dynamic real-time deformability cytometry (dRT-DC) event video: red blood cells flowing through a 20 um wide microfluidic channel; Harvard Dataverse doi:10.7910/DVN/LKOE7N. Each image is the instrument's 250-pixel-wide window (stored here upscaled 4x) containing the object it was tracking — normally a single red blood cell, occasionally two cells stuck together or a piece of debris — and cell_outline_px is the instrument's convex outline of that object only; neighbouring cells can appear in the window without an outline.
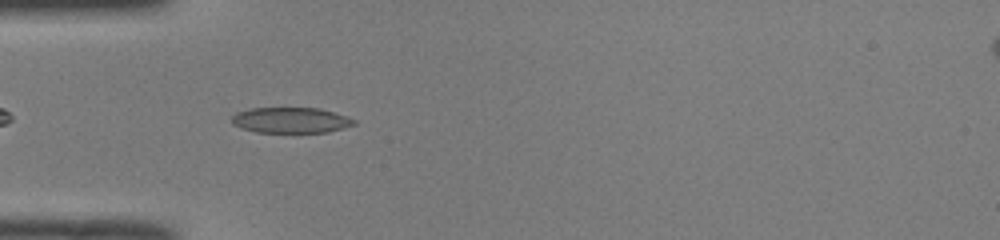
{"species": "common noctule bat (a hibernating species)", "species_latin": "Nyctalus noctula", "temperature_condition": "room temperature", "stored_images_in_passage": 36, "camera_frame_rate_fps": 3000, "um_per_image_px": 0.085, "animal": {"sex": "male", "body_mass_g": 19.0, "forearm_length_mm": 50.8}, "frame": {"image": 1, "passage_image": 5, "time_ms": 1.333, "image_size_px": [1000, 240], "cell_outline_px": [[356, 124], [328, 132], [256, 132], [240, 128], [232, 124], [232, 116], [236, 112], [252, 108], [320, 108], [348, 116], [356, 120]], "centroid_in_image_um": [24.72, 10.21], "position_along_channel_um": 60.3, "area_um2": 18.32}}
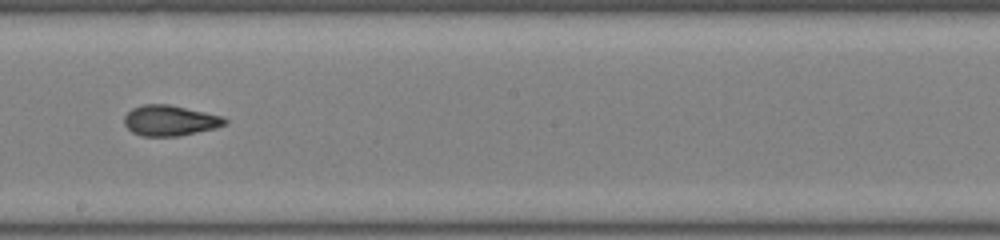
{"frame": {"image": 2, "passage_image": 18, "time_ms": 5.667, "image_size_px": [1000, 240], "cell_outline_px": [[228, 124], [180, 136], [144, 136], [132, 132], [124, 124], [124, 116], [132, 108], [144, 104], [168, 104], [204, 112], [220, 116], [228, 120]], "centroid_in_image_um": [14.41, 10.24], "position_along_channel_um": 233.8, "area_um2": 17.69}}
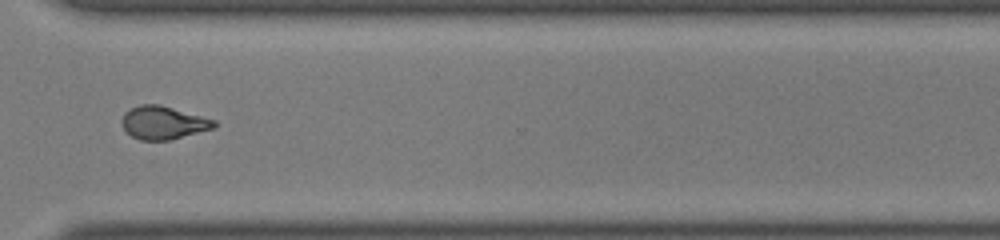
{"frame": {"image": 3, "passage_image": 27, "time_ms": 8.667, "image_size_px": [1000, 240], "cell_outline_px": [[216, 128], [168, 140], [140, 140], [132, 136], [120, 124], [120, 120], [124, 112], [140, 104], [160, 104], [216, 120]], "centroid_in_image_um": [13.87, 10.42], "position_along_channel_um": 356.7, "area_um2": 17.86}, "authors_computed_cell_mechanics": {"area_um2": 17.8313, "velocity_mm_per_s": 4.0715, "shape_relaxation_time_tau1_ms": 8.505, "shape_relaxation_time_tau2_ms": 1.2634, "deformation_change_tau1": 0.2142, "deformation_change_tau2": 0.0665}}